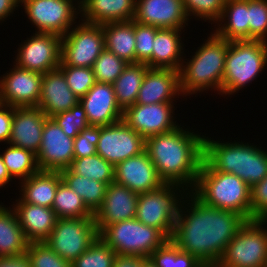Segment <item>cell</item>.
I'll use <instances>...</instances> for the list:
<instances>
[{
  "instance_id": "6da1fadb",
  "label": "cell",
  "mask_w": 267,
  "mask_h": 267,
  "mask_svg": "<svg viewBox=\"0 0 267 267\" xmlns=\"http://www.w3.org/2000/svg\"><path fill=\"white\" fill-rule=\"evenodd\" d=\"M184 199L170 240L205 267L218 263L247 220L235 212L207 206L191 192Z\"/></svg>"
},
{
  "instance_id": "2e32d148",
  "label": "cell",
  "mask_w": 267,
  "mask_h": 267,
  "mask_svg": "<svg viewBox=\"0 0 267 267\" xmlns=\"http://www.w3.org/2000/svg\"><path fill=\"white\" fill-rule=\"evenodd\" d=\"M42 73L16 65L0 77V103L13 107H37Z\"/></svg>"
},
{
  "instance_id": "ac0fdd59",
  "label": "cell",
  "mask_w": 267,
  "mask_h": 267,
  "mask_svg": "<svg viewBox=\"0 0 267 267\" xmlns=\"http://www.w3.org/2000/svg\"><path fill=\"white\" fill-rule=\"evenodd\" d=\"M114 182L138 194L155 190L164 184L146 151L118 163L114 167Z\"/></svg>"
},
{
  "instance_id": "4fadbf2b",
  "label": "cell",
  "mask_w": 267,
  "mask_h": 267,
  "mask_svg": "<svg viewBox=\"0 0 267 267\" xmlns=\"http://www.w3.org/2000/svg\"><path fill=\"white\" fill-rule=\"evenodd\" d=\"M19 45L14 64L20 68L46 73L61 64L62 37L53 33H33Z\"/></svg>"
},
{
  "instance_id": "bcb514c9",
  "label": "cell",
  "mask_w": 267,
  "mask_h": 267,
  "mask_svg": "<svg viewBox=\"0 0 267 267\" xmlns=\"http://www.w3.org/2000/svg\"><path fill=\"white\" fill-rule=\"evenodd\" d=\"M100 136V126L84 128L80 134L74 138V158H83L97 154L96 145Z\"/></svg>"
},
{
  "instance_id": "f907efd6",
  "label": "cell",
  "mask_w": 267,
  "mask_h": 267,
  "mask_svg": "<svg viewBox=\"0 0 267 267\" xmlns=\"http://www.w3.org/2000/svg\"><path fill=\"white\" fill-rule=\"evenodd\" d=\"M0 267H31L26 254L13 257H0Z\"/></svg>"
},
{
  "instance_id": "277c9868",
  "label": "cell",
  "mask_w": 267,
  "mask_h": 267,
  "mask_svg": "<svg viewBox=\"0 0 267 267\" xmlns=\"http://www.w3.org/2000/svg\"><path fill=\"white\" fill-rule=\"evenodd\" d=\"M209 35L194 52L192 58L182 62L179 70L182 96L194 95L197 92L200 94L210 88L222 95L225 57L230 41L220 37L214 31Z\"/></svg>"
},
{
  "instance_id": "74e56055",
  "label": "cell",
  "mask_w": 267,
  "mask_h": 267,
  "mask_svg": "<svg viewBox=\"0 0 267 267\" xmlns=\"http://www.w3.org/2000/svg\"><path fill=\"white\" fill-rule=\"evenodd\" d=\"M116 253L98 237L94 243L71 264L72 267H113Z\"/></svg>"
},
{
  "instance_id": "484cf974",
  "label": "cell",
  "mask_w": 267,
  "mask_h": 267,
  "mask_svg": "<svg viewBox=\"0 0 267 267\" xmlns=\"http://www.w3.org/2000/svg\"><path fill=\"white\" fill-rule=\"evenodd\" d=\"M136 0H80L81 21L102 25L133 21Z\"/></svg>"
},
{
  "instance_id": "8992f818",
  "label": "cell",
  "mask_w": 267,
  "mask_h": 267,
  "mask_svg": "<svg viewBox=\"0 0 267 267\" xmlns=\"http://www.w3.org/2000/svg\"><path fill=\"white\" fill-rule=\"evenodd\" d=\"M267 64V42L230 41L225 57L222 95H233L254 81Z\"/></svg>"
},
{
  "instance_id": "d6a6232c",
  "label": "cell",
  "mask_w": 267,
  "mask_h": 267,
  "mask_svg": "<svg viewBox=\"0 0 267 267\" xmlns=\"http://www.w3.org/2000/svg\"><path fill=\"white\" fill-rule=\"evenodd\" d=\"M60 173L62 180L83 199L86 207L95 214L103 203L108 185L85 176H79L68 168L61 170Z\"/></svg>"
},
{
  "instance_id": "ee69618b",
  "label": "cell",
  "mask_w": 267,
  "mask_h": 267,
  "mask_svg": "<svg viewBox=\"0 0 267 267\" xmlns=\"http://www.w3.org/2000/svg\"><path fill=\"white\" fill-rule=\"evenodd\" d=\"M158 27L135 22V63H145L152 68V50Z\"/></svg>"
},
{
  "instance_id": "603a6c76",
  "label": "cell",
  "mask_w": 267,
  "mask_h": 267,
  "mask_svg": "<svg viewBox=\"0 0 267 267\" xmlns=\"http://www.w3.org/2000/svg\"><path fill=\"white\" fill-rule=\"evenodd\" d=\"M179 95L182 96L179 71L168 68H148L135 104L173 102L176 99L175 96Z\"/></svg>"
},
{
  "instance_id": "f546056e",
  "label": "cell",
  "mask_w": 267,
  "mask_h": 267,
  "mask_svg": "<svg viewBox=\"0 0 267 267\" xmlns=\"http://www.w3.org/2000/svg\"><path fill=\"white\" fill-rule=\"evenodd\" d=\"M105 48L127 63H135V21L102 24Z\"/></svg>"
},
{
  "instance_id": "f6af8a7d",
  "label": "cell",
  "mask_w": 267,
  "mask_h": 267,
  "mask_svg": "<svg viewBox=\"0 0 267 267\" xmlns=\"http://www.w3.org/2000/svg\"><path fill=\"white\" fill-rule=\"evenodd\" d=\"M69 137L75 138L80 132L89 126L84 107L79 102L70 110L60 112L51 117Z\"/></svg>"
},
{
  "instance_id": "4dcf8cb0",
  "label": "cell",
  "mask_w": 267,
  "mask_h": 267,
  "mask_svg": "<svg viewBox=\"0 0 267 267\" xmlns=\"http://www.w3.org/2000/svg\"><path fill=\"white\" fill-rule=\"evenodd\" d=\"M0 204V257L24 255L26 240L14 210ZM9 208V209H8Z\"/></svg>"
},
{
  "instance_id": "ab89813d",
  "label": "cell",
  "mask_w": 267,
  "mask_h": 267,
  "mask_svg": "<svg viewBox=\"0 0 267 267\" xmlns=\"http://www.w3.org/2000/svg\"><path fill=\"white\" fill-rule=\"evenodd\" d=\"M58 68L63 72L69 88L79 99L96 83L93 69L90 67L60 65Z\"/></svg>"
},
{
  "instance_id": "d4e9b609",
  "label": "cell",
  "mask_w": 267,
  "mask_h": 267,
  "mask_svg": "<svg viewBox=\"0 0 267 267\" xmlns=\"http://www.w3.org/2000/svg\"><path fill=\"white\" fill-rule=\"evenodd\" d=\"M17 202V203H16ZM11 205L26 240L44 242L55 227L57 216L52 208L25 203L20 197Z\"/></svg>"
},
{
  "instance_id": "11a10c76",
  "label": "cell",
  "mask_w": 267,
  "mask_h": 267,
  "mask_svg": "<svg viewBox=\"0 0 267 267\" xmlns=\"http://www.w3.org/2000/svg\"><path fill=\"white\" fill-rule=\"evenodd\" d=\"M208 267H225V266H221V265H219L218 263H214L213 265H210V266H208Z\"/></svg>"
},
{
  "instance_id": "5bb4252c",
  "label": "cell",
  "mask_w": 267,
  "mask_h": 267,
  "mask_svg": "<svg viewBox=\"0 0 267 267\" xmlns=\"http://www.w3.org/2000/svg\"><path fill=\"white\" fill-rule=\"evenodd\" d=\"M97 154L114 167L145 151V139L123 120L107 126H100L96 145Z\"/></svg>"
},
{
  "instance_id": "f35d334b",
  "label": "cell",
  "mask_w": 267,
  "mask_h": 267,
  "mask_svg": "<svg viewBox=\"0 0 267 267\" xmlns=\"http://www.w3.org/2000/svg\"><path fill=\"white\" fill-rule=\"evenodd\" d=\"M128 64L105 48L92 67L96 82L113 84Z\"/></svg>"
},
{
  "instance_id": "e575fe53",
  "label": "cell",
  "mask_w": 267,
  "mask_h": 267,
  "mask_svg": "<svg viewBox=\"0 0 267 267\" xmlns=\"http://www.w3.org/2000/svg\"><path fill=\"white\" fill-rule=\"evenodd\" d=\"M0 156L12 178L21 181L39 171L36 154L32 151L9 144Z\"/></svg>"
},
{
  "instance_id": "3957f363",
  "label": "cell",
  "mask_w": 267,
  "mask_h": 267,
  "mask_svg": "<svg viewBox=\"0 0 267 267\" xmlns=\"http://www.w3.org/2000/svg\"><path fill=\"white\" fill-rule=\"evenodd\" d=\"M211 139L203 137V161L212 170L234 174L251 188L267 176V150L253 143Z\"/></svg>"
},
{
  "instance_id": "30bf717a",
  "label": "cell",
  "mask_w": 267,
  "mask_h": 267,
  "mask_svg": "<svg viewBox=\"0 0 267 267\" xmlns=\"http://www.w3.org/2000/svg\"><path fill=\"white\" fill-rule=\"evenodd\" d=\"M99 237L94 217L59 218L44 241L56 254L73 262Z\"/></svg>"
},
{
  "instance_id": "ba28073f",
  "label": "cell",
  "mask_w": 267,
  "mask_h": 267,
  "mask_svg": "<svg viewBox=\"0 0 267 267\" xmlns=\"http://www.w3.org/2000/svg\"><path fill=\"white\" fill-rule=\"evenodd\" d=\"M99 237L117 254L148 258L168 239L136 218L106 226Z\"/></svg>"
},
{
  "instance_id": "1f68e13d",
  "label": "cell",
  "mask_w": 267,
  "mask_h": 267,
  "mask_svg": "<svg viewBox=\"0 0 267 267\" xmlns=\"http://www.w3.org/2000/svg\"><path fill=\"white\" fill-rule=\"evenodd\" d=\"M148 68L145 63H129L112 84L116 101L123 111L129 106L135 105Z\"/></svg>"
},
{
  "instance_id": "cb8c5ba5",
  "label": "cell",
  "mask_w": 267,
  "mask_h": 267,
  "mask_svg": "<svg viewBox=\"0 0 267 267\" xmlns=\"http://www.w3.org/2000/svg\"><path fill=\"white\" fill-rule=\"evenodd\" d=\"M80 99L69 88L63 72L57 68L43 74L38 103L48 118L70 110Z\"/></svg>"
},
{
  "instance_id": "7402d4cb",
  "label": "cell",
  "mask_w": 267,
  "mask_h": 267,
  "mask_svg": "<svg viewBox=\"0 0 267 267\" xmlns=\"http://www.w3.org/2000/svg\"><path fill=\"white\" fill-rule=\"evenodd\" d=\"M47 119L46 114L38 107H14L8 144L37 154Z\"/></svg>"
},
{
  "instance_id": "83f0119b",
  "label": "cell",
  "mask_w": 267,
  "mask_h": 267,
  "mask_svg": "<svg viewBox=\"0 0 267 267\" xmlns=\"http://www.w3.org/2000/svg\"><path fill=\"white\" fill-rule=\"evenodd\" d=\"M183 29H158L152 50V68L179 71L183 60L184 43L180 37ZM181 41V42H180Z\"/></svg>"
},
{
  "instance_id": "f5cc1de1",
  "label": "cell",
  "mask_w": 267,
  "mask_h": 267,
  "mask_svg": "<svg viewBox=\"0 0 267 267\" xmlns=\"http://www.w3.org/2000/svg\"><path fill=\"white\" fill-rule=\"evenodd\" d=\"M12 178L10 174L7 171V168L3 162V159L0 156V188L5 187L6 184H9V182H12Z\"/></svg>"
},
{
  "instance_id": "60d3db41",
  "label": "cell",
  "mask_w": 267,
  "mask_h": 267,
  "mask_svg": "<svg viewBox=\"0 0 267 267\" xmlns=\"http://www.w3.org/2000/svg\"><path fill=\"white\" fill-rule=\"evenodd\" d=\"M31 267H72L71 262L56 254L45 242H31L25 253Z\"/></svg>"
},
{
  "instance_id": "44dd1931",
  "label": "cell",
  "mask_w": 267,
  "mask_h": 267,
  "mask_svg": "<svg viewBox=\"0 0 267 267\" xmlns=\"http://www.w3.org/2000/svg\"><path fill=\"white\" fill-rule=\"evenodd\" d=\"M79 102L85 109L89 125L107 126L123 118L112 84L96 82Z\"/></svg>"
},
{
  "instance_id": "8fae6325",
  "label": "cell",
  "mask_w": 267,
  "mask_h": 267,
  "mask_svg": "<svg viewBox=\"0 0 267 267\" xmlns=\"http://www.w3.org/2000/svg\"><path fill=\"white\" fill-rule=\"evenodd\" d=\"M20 5L37 28L35 33H53L61 37L77 23L75 20L80 14V0H20Z\"/></svg>"
},
{
  "instance_id": "681fc988",
  "label": "cell",
  "mask_w": 267,
  "mask_h": 267,
  "mask_svg": "<svg viewBox=\"0 0 267 267\" xmlns=\"http://www.w3.org/2000/svg\"><path fill=\"white\" fill-rule=\"evenodd\" d=\"M147 258L130 255H116L113 267H142Z\"/></svg>"
},
{
  "instance_id": "7dc6e473",
  "label": "cell",
  "mask_w": 267,
  "mask_h": 267,
  "mask_svg": "<svg viewBox=\"0 0 267 267\" xmlns=\"http://www.w3.org/2000/svg\"><path fill=\"white\" fill-rule=\"evenodd\" d=\"M267 219V176L251 188V220Z\"/></svg>"
},
{
  "instance_id": "816d5d0a",
  "label": "cell",
  "mask_w": 267,
  "mask_h": 267,
  "mask_svg": "<svg viewBox=\"0 0 267 267\" xmlns=\"http://www.w3.org/2000/svg\"><path fill=\"white\" fill-rule=\"evenodd\" d=\"M18 6H20V0H0V22L13 14Z\"/></svg>"
},
{
  "instance_id": "4316f807",
  "label": "cell",
  "mask_w": 267,
  "mask_h": 267,
  "mask_svg": "<svg viewBox=\"0 0 267 267\" xmlns=\"http://www.w3.org/2000/svg\"><path fill=\"white\" fill-rule=\"evenodd\" d=\"M61 181L60 171L39 170L27 179L19 181L20 198L28 204L51 208Z\"/></svg>"
},
{
  "instance_id": "836d02e7",
  "label": "cell",
  "mask_w": 267,
  "mask_h": 267,
  "mask_svg": "<svg viewBox=\"0 0 267 267\" xmlns=\"http://www.w3.org/2000/svg\"><path fill=\"white\" fill-rule=\"evenodd\" d=\"M51 208L54 210L58 219L94 217V214L86 207L83 199L63 180L57 187Z\"/></svg>"
},
{
  "instance_id": "e0dca14e",
  "label": "cell",
  "mask_w": 267,
  "mask_h": 267,
  "mask_svg": "<svg viewBox=\"0 0 267 267\" xmlns=\"http://www.w3.org/2000/svg\"><path fill=\"white\" fill-rule=\"evenodd\" d=\"M74 139L67 136L52 119L45 121L41 145L36 154L39 170L61 171L74 159Z\"/></svg>"
},
{
  "instance_id": "5b68a950",
  "label": "cell",
  "mask_w": 267,
  "mask_h": 267,
  "mask_svg": "<svg viewBox=\"0 0 267 267\" xmlns=\"http://www.w3.org/2000/svg\"><path fill=\"white\" fill-rule=\"evenodd\" d=\"M190 192L207 206L229 210L251 220V187L234 174L212 170L202 161Z\"/></svg>"
},
{
  "instance_id": "d590c367",
  "label": "cell",
  "mask_w": 267,
  "mask_h": 267,
  "mask_svg": "<svg viewBox=\"0 0 267 267\" xmlns=\"http://www.w3.org/2000/svg\"><path fill=\"white\" fill-rule=\"evenodd\" d=\"M68 169L79 176H85L107 185L114 182V166L98 154L74 158Z\"/></svg>"
},
{
  "instance_id": "7a4b0ae2",
  "label": "cell",
  "mask_w": 267,
  "mask_h": 267,
  "mask_svg": "<svg viewBox=\"0 0 267 267\" xmlns=\"http://www.w3.org/2000/svg\"><path fill=\"white\" fill-rule=\"evenodd\" d=\"M203 137L179 125L145 139V151L164 183L194 188L203 161Z\"/></svg>"
},
{
  "instance_id": "f1b7e54d",
  "label": "cell",
  "mask_w": 267,
  "mask_h": 267,
  "mask_svg": "<svg viewBox=\"0 0 267 267\" xmlns=\"http://www.w3.org/2000/svg\"><path fill=\"white\" fill-rule=\"evenodd\" d=\"M216 24L213 31L228 41L249 40L248 0H226Z\"/></svg>"
},
{
  "instance_id": "c3c4849f",
  "label": "cell",
  "mask_w": 267,
  "mask_h": 267,
  "mask_svg": "<svg viewBox=\"0 0 267 267\" xmlns=\"http://www.w3.org/2000/svg\"><path fill=\"white\" fill-rule=\"evenodd\" d=\"M14 107L0 103V143L8 144L11 136Z\"/></svg>"
},
{
  "instance_id": "9c48e42d",
  "label": "cell",
  "mask_w": 267,
  "mask_h": 267,
  "mask_svg": "<svg viewBox=\"0 0 267 267\" xmlns=\"http://www.w3.org/2000/svg\"><path fill=\"white\" fill-rule=\"evenodd\" d=\"M266 224L267 220L261 219L246 221L227 244L218 264L225 267H265L267 263Z\"/></svg>"
},
{
  "instance_id": "7bdbcfd3",
  "label": "cell",
  "mask_w": 267,
  "mask_h": 267,
  "mask_svg": "<svg viewBox=\"0 0 267 267\" xmlns=\"http://www.w3.org/2000/svg\"><path fill=\"white\" fill-rule=\"evenodd\" d=\"M188 16L201 18L215 24L221 17L226 0H182Z\"/></svg>"
},
{
  "instance_id": "b9f144b4",
  "label": "cell",
  "mask_w": 267,
  "mask_h": 267,
  "mask_svg": "<svg viewBox=\"0 0 267 267\" xmlns=\"http://www.w3.org/2000/svg\"><path fill=\"white\" fill-rule=\"evenodd\" d=\"M249 40L267 42V0H248Z\"/></svg>"
},
{
  "instance_id": "7c38bea8",
  "label": "cell",
  "mask_w": 267,
  "mask_h": 267,
  "mask_svg": "<svg viewBox=\"0 0 267 267\" xmlns=\"http://www.w3.org/2000/svg\"><path fill=\"white\" fill-rule=\"evenodd\" d=\"M104 49L102 26L82 21L62 37L60 65L92 68Z\"/></svg>"
},
{
  "instance_id": "ffe728a7",
  "label": "cell",
  "mask_w": 267,
  "mask_h": 267,
  "mask_svg": "<svg viewBox=\"0 0 267 267\" xmlns=\"http://www.w3.org/2000/svg\"><path fill=\"white\" fill-rule=\"evenodd\" d=\"M138 195V193L115 182L108 184L103 203L94 214L98 233L110 224L134 219Z\"/></svg>"
},
{
  "instance_id": "9a60e30c",
  "label": "cell",
  "mask_w": 267,
  "mask_h": 267,
  "mask_svg": "<svg viewBox=\"0 0 267 267\" xmlns=\"http://www.w3.org/2000/svg\"><path fill=\"white\" fill-rule=\"evenodd\" d=\"M173 109L175 110L174 102L135 104L123 111L122 120L146 139L179 126Z\"/></svg>"
},
{
  "instance_id": "d6986e66",
  "label": "cell",
  "mask_w": 267,
  "mask_h": 267,
  "mask_svg": "<svg viewBox=\"0 0 267 267\" xmlns=\"http://www.w3.org/2000/svg\"><path fill=\"white\" fill-rule=\"evenodd\" d=\"M188 20L182 0H136V23L159 29H184Z\"/></svg>"
},
{
  "instance_id": "52a82bcc",
  "label": "cell",
  "mask_w": 267,
  "mask_h": 267,
  "mask_svg": "<svg viewBox=\"0 0 267 267\" xmlns=\"http://www.w3.org/2000/svg\"><path fill=\"white\" fill-rule=\"evenodd\" d=\"M184 188L183 185L164 183L155 190L139 194L135 218L147 226L158 229L170 240L181 200L190 192Z\"/></svg>"
},
{
  "instance_id": "8d00e7d4",
  "label": "cell",
  "mask_w": 267,
  "mask_h": 267,
  "mask_svg": "<svg viewBox=\"0 0 267 267\" xmlns=\"http://www.w3.org/2000/svg\"><path fill=\"white\" fill-rule=\"evenodd\" d=\"M148 258L156 267H205L194 256L181 251L171 240H167Z\"/></svg>"
},
{
  "instance_id": "db71d44e",
  "label": "cell",
  "mask_w": 267,
  "mask_h": 267,
  "mask_svg": "<svg viewBox=\"0 0 267 267\" xmlns=\"http://www.w3.org/2000/svg\"><path fill=\"white\" fill-rule=\"evenodd\" d=\"M142 267H156L152 261L147 258L143 263H142Z\"/></svg>"
}]
</instances>
